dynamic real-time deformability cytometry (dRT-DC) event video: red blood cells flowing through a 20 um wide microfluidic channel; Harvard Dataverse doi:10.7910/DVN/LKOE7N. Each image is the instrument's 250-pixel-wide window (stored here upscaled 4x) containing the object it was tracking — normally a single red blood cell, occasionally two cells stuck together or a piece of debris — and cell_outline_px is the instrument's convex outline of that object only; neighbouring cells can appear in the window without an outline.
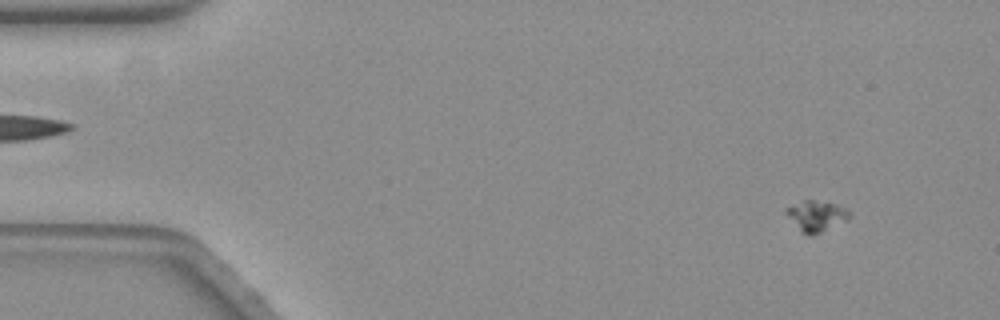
{"species": "common noctule bat (a hibernating species)", "species_latin": "Nyctalus noctula", "temperature_condition": "warm", "stored_images_in_passage": 60, "camera_frame_rate_fps": 3000, "um_per_image_px": 0.085, "animal": {"sex": "female", "body_mass_g": 19.3, "forearm_length_mm": 54.1}, "frame": {"image": 1, "passage_image": 6, "time_ms": 1.667, "image_size_px": [1000, 320], "cell_outline_px": [[852, 216], [848, 220], [812, 236], [808, 236], [784, 212], [784, 208], [804, 200], [812, 200], [836, 204], [848, 208], [852, 212]], "centroid_in_image_um": [69.46, 18.34], "position_along_channel_um": 15.5, "area_um2": 11.27}}
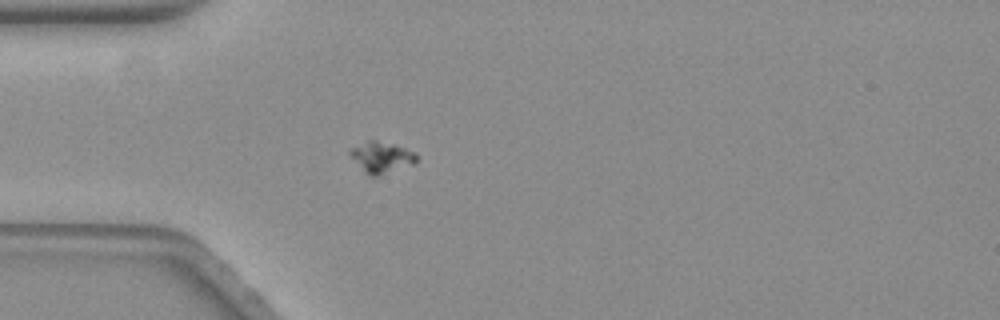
{"frame": {"image": 2, "passage_image": 18, "time_ms": 5.667, "image_size_px": [1000, 320], "cell_outline_px": [[416, 164], [376, 176], [368, 176], [348, 156], [348, 152], [352, 148], [368, 140], [376, 140], [392, 144], [416, 152]], "centroid_in_image_um": [32.4, 13.38], "position_along_channel_um": 52.6, "area_um2": 12.14}}